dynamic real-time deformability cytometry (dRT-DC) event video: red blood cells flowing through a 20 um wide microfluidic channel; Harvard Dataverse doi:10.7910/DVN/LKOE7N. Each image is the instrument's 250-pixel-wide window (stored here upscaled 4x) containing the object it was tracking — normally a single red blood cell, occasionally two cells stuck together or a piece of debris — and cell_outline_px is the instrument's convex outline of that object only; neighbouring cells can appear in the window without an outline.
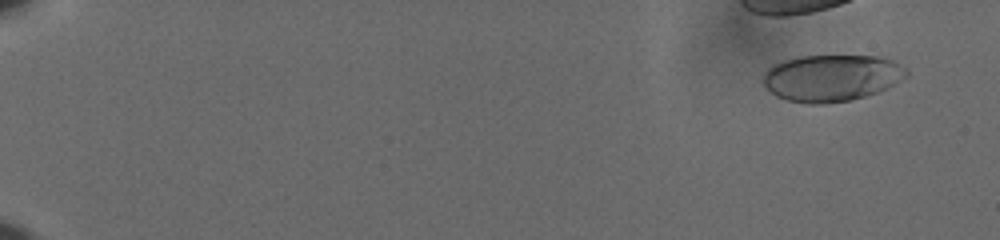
{"species": "human", "species_latin": "Homo sapiens", "temperature_condition": "cold", "stored_images_in_passage": 53, "camera_frame_rate_fps": 3000, "um_per_image_px": 0.085, "donor": {"sex": "male"}, "frame": {"image": 1, "passage_image": 5, "time_ms": 1.333, "image_size_px": [1000, 240], "cell_outline_px": [[908, 76], [888, 88], [852, 100], [824, 104], [808, 104], [788, 100], [776, 96], [764, 88], [764, 72], [772, 64], [784, 60], [800, 56], [876, 56], [892, 60], [904, 68], [908, 72]], "centroid_in_image_um": [70.66, 6.63], "position_along_channel_um": 14.3, "area_um2": 39.13}}